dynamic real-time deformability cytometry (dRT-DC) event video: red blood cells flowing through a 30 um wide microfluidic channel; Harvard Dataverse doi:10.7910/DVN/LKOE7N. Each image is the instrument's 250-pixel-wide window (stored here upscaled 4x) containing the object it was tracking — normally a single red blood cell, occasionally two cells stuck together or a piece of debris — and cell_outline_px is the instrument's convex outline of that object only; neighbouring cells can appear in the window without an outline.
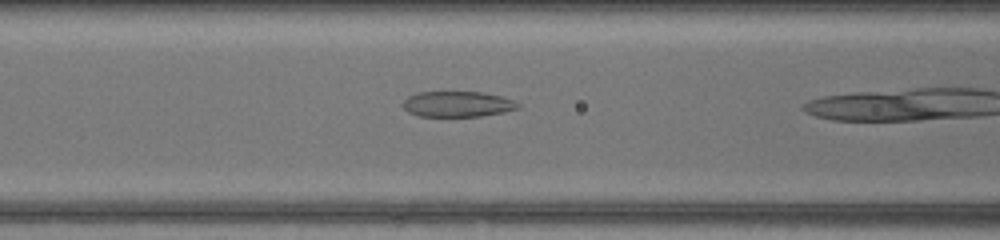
{"species": "common noctule bat (a hibernating species)", "species_latin": "Nyctalus noctula", "temperature_condition": "warm", "stored_images_in_passage": 10, "camera_frame_rate_fps": 3000, "um_per_image_px": 0.085, "animal": {"sex": "female", "body_mass_g": 17.0, "forearm_length_mm": 48.0}, "frame": {"image": 1, "passage_image": 9, "time_ms": 2.667, "image_size_px": [1000, 240], "cell_outline_px": [[520, 108], [504, 112], [480, 116], [420, 116], [408, 112], [404, 108], [404, 100], [408, 96], [420, 92], [480, 92], [500, 96], [512, 100], [520, 104]], "centroid_in_image_um": [38.9, 8.85], "position_along_channel_um": 127.7, "area_um2": 16.99}}